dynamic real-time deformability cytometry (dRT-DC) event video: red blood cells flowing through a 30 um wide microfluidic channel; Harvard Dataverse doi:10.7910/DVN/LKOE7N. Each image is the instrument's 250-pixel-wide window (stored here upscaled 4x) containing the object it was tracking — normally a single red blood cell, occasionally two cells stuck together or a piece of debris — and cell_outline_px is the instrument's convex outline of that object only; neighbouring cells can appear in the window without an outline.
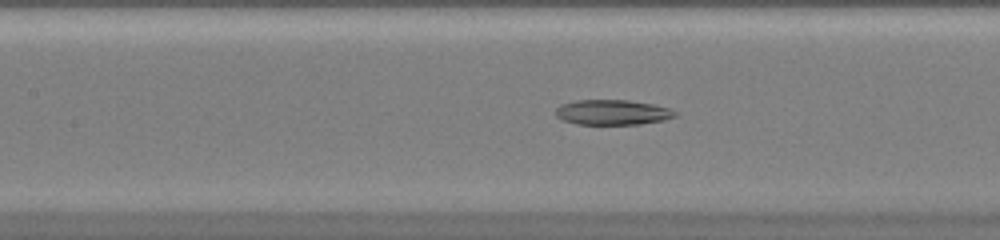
{"species": "common noctule bat (a hibernating species)", "species_latin": "Nyctalus noctula", "temperature_condition": "warm", "stored_images_in_passage": 41, "camera_frame_rate_fps": 3000, "um_per_image_px": 0.085, "animal": {"sex": "female", "body_mass_g": 20.0, "forearm_length_mm": 54.0}, "frame": {"image": 1, "passage_image": 14, "time_ms": 4.333, "image_size_px": [1000, 240], "cell_outline_px": [[676, 116], [664, 120], [640, 124], [576, 124], [564, 120], [556, 116], [556, 108], [560, 104], [576, 100], [628, 100], [652, 104], [668, 108], [676, 112]], "centroid_in_image_um": [52.04, 9.54], "position_along_channel_um": 155.4, "area_um2": 17.4}}
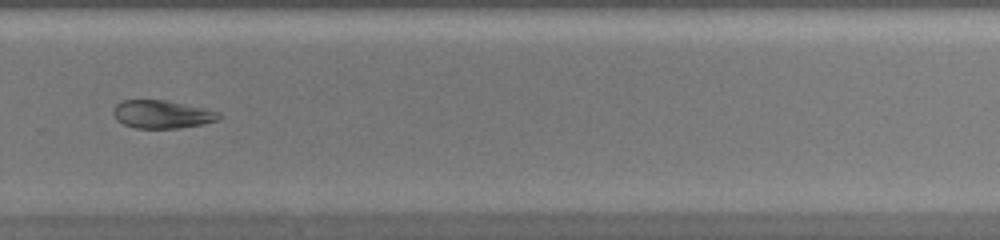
{"frame": {"image": 2, "passage_image": 26, "time_ms": 8.333, "image_size_px": [1000, 240], "cell_outline_px": [[220, 116], [216, 120], [200, 124], [180, 128], [136, 128], [124, 124], [116, 120], [112, 112], [116, 104], [124, 100], [164, 100], [204, 108], [220, 112]], "centroid_in_image_um": [13.73, 9.71], "position_along_channel_um": 316.1, "area_um2": 17.05}}
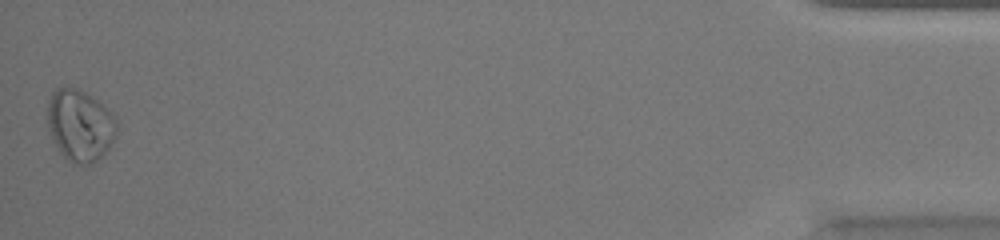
{"frame": {"image": 3, "passage_image": 41, "time_ms": 13.333, "image_size_px": [1000, 240], "cell_outline_px": [[116, 136], [108, 148], [96, 160], [88, 164], [80, 164], [68, 160], [60, 152], [52, 136], [48, 124], [48, 100], [52, 92], [56, 88], [64, 84], [80, 88], [92, 96], [108, 108], [116, 116]], "centroid_in_image_um": [6.8, 10.57], "position_along_channel_um": 428.4, "area_um2": 29.02}}